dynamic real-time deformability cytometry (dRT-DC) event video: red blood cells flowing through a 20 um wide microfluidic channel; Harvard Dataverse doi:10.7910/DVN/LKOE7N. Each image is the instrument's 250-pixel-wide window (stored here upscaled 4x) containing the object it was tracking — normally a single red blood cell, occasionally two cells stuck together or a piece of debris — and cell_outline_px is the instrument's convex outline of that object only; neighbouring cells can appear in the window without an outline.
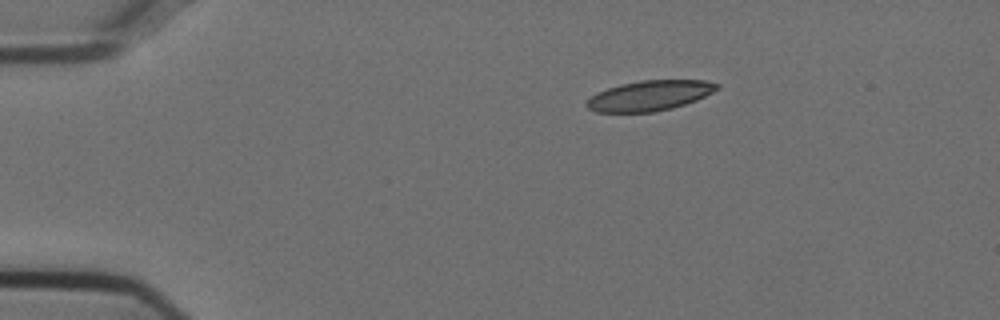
{"species": "Egyptian fruit bat (a non-hibernating species)", "species_latin": "Rousettus aegyptiacus", "temperature_condition": "cold", "stored_images_in_passage": 45, "camera_frame_rate_fps": 3000, "um_per_image_px": 0.085, "animal": {"sex": "female"}, "frame": {"image": 1, "passage_image": 1, "time_ms": 0.0, "image_size_px": [1000, 320], "cell_outline_px": [[720, 88], [696, 100], [672, 108], [652, 112], [596, 112], [588, 108], [584, 104], [596, 92], [620, 84], [640, 80], [704, 80], [720, 84]], "centroid_in_image_um": [55.21, 8.12], "position_along_channel_um": 29.8, "area_um2": 22.89}}
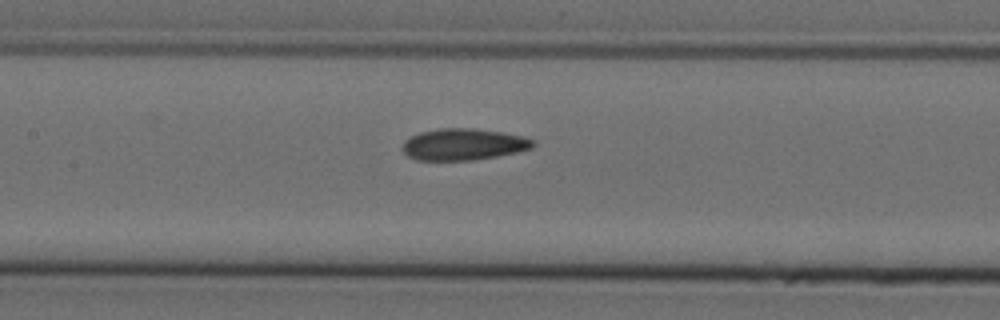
{"frame": {"image": 2, "passage_image": 17, "time_ms": 5.333, "image_size_px": [1000, 320], "cell_outline_px": [[536, 144], [532, 148], [516, 152], [496, 156], [472, 160], [416, 160], [408, 156], [404, 152], [404, 140], [420, 132], [440, 128], [472, 128], [500, 132], [520, 136], [536, 140]], "centroid_in_image_um": [39.4, 12.27], "position_along_channel_um": 168.0, "area_um2": 23.81}}
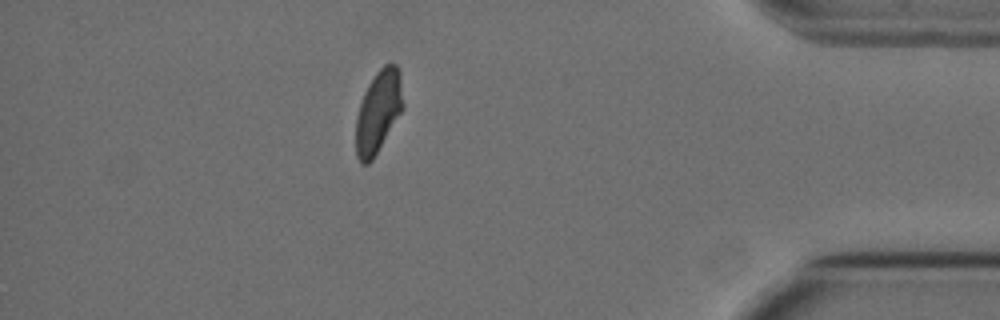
{"frame": {"image": 3, "passage_image": 39, "time_ms": 12.667, "image_size_px": [1000, 320], "cell_outline_px": [[404, 108], [372, 160], [368, 164], [360, 164], [356, 156], [356, 116], [364, 92], [368, 84], [376, 72], [384, 64], [396, 64], [400, 72], [404, 104]], "centroid_in_image_um": [32.16, 9.49], "position_along_channel_um": 403.0, "area_um2": 22.72}}